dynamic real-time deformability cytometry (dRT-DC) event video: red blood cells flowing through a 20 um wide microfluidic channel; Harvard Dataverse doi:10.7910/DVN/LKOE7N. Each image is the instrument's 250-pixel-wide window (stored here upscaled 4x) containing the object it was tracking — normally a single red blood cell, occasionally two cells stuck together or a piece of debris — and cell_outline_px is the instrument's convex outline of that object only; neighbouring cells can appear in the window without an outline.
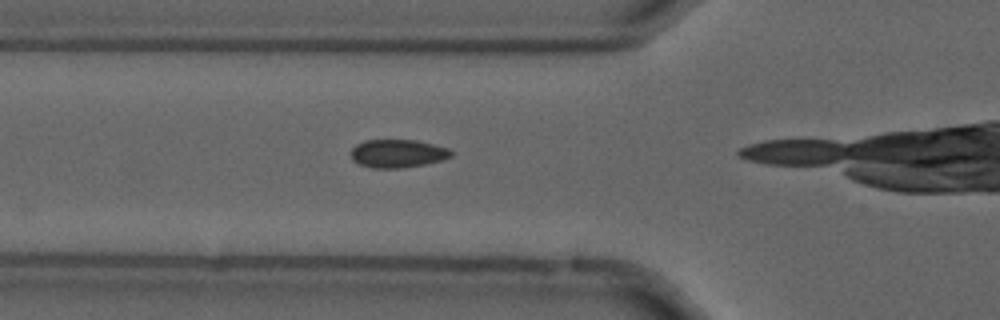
{"species": "common noctule bat (a hibernating species)", "species_latin": "Nyctalus noctula", "temperature_condition": "cold", "stored_images_in_passage": 9, "camera_frame_rate_fps": 3000, "um_per_image_px": 0.085, "animal": {"sex": "male", "forearm_length_mm": 52.5}, "frame": {"image": 1, "passage_image": 6, "time_ms": 1.667, "image_size_px": [1000, 320], "cell_outline_px": [[452, 156], [440, 160], [424, 164], [400, 168], [372, 168], [360, 164], [352, 160], [352, 148], [356, 144], [364, 140], [416, 140], [448, 148], [452, 152]], "centroid_in_image_um": [33.78, 13.04], "position_along_channel_um": 92.0, "area_um2": 16.3}}